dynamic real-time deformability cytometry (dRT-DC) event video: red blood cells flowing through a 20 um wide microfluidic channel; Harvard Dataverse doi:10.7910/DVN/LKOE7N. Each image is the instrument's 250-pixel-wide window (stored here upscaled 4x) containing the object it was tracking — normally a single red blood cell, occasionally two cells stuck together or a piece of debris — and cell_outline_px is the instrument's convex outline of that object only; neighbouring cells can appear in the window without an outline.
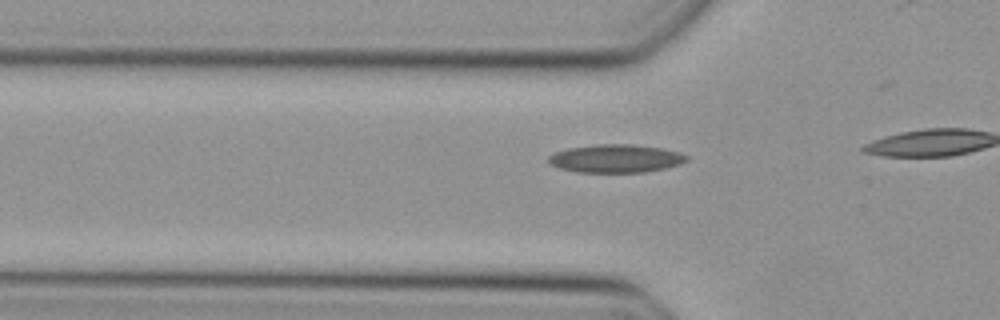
{"species": "Egyptian fruit bat (a non-hibernating species)", "species_latin": "Rousettus aegyptiacus", "temperature_condition": "cold", "stored_images_in_passage": 13, "camera_frame_rate_fps": 3000, "um_per_image_px": 0.085, "animal": {"sex": "female"}, "frame": {"image": 1, "passage_image": 8, "time_ms": 2.333, "image_size_px": [1000, 320], "cell_outline_px": [[688, 160], [680, 164], [664, 168], [644, 172], [576, 172], [560, 168], [552, 164], [548, 160], [548, 156], [556, 152], [568, 148], [592, 144], [632, 144], [664, 148], [680, 152], [688, 156]], "centroid_in_image_um": [52.36, 13.46], "position_along_channel_um": 73.4, "area_um2": 22.72}}
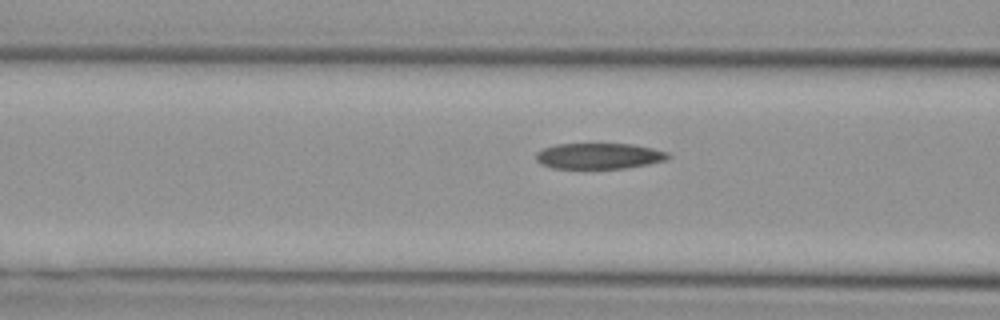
{"frame": {"image": 2, "passage_image": 11, "time_ms": 3.333, "image_size_px": [1000, 320], "cell_outline_px": [[672, 156], [664, 160], [648, 164], [624, 168], [552, 168], [540, 164], [536, 160], [536, 152], [544, 148], [556, 144], [632, 144], [652, 148], [668, 152]], "centroid_in_image_um": [50.9, 13.26], "position_along_channel_um": 115.7, "area_um2": 19.83}}